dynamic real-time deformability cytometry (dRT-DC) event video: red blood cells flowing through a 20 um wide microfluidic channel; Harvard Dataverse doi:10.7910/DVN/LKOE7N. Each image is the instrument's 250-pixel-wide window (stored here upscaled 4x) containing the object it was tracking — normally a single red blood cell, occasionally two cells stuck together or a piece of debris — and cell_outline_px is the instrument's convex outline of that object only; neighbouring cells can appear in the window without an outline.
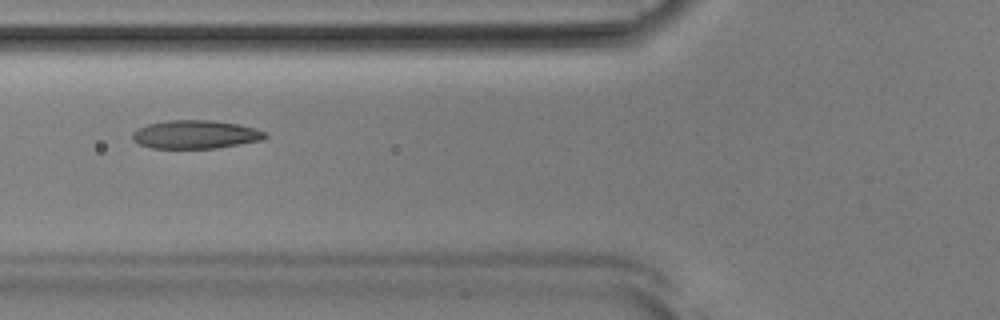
{"species": "Egyptian fruit bat (a non-hibernating species)", "species_latin": "Rousettus aegyptiacus", "temperature_condition": "room temperature", "stored_images_in_passage": 49, "camera_frame_rate_fps": 3000, "um_per_image_px": 0.085, "animal": {"sex": "male"}, "frame": {"image": 1, "passage_image": 17, "time_ms": 5.333, "image_size_px": [1000, 320], "cell_outline_px": [[268, 136], [260, 140], [216, 148], [152, 148], [140, 144], [132, 140], [132, 132], [136, 128], [148, 124], [168, 120], [212, 120], [240, 124], [256, 128], [268, 132]], "centroid_in_image_um": [16.61, 11.42], "position_along_channel_um": 109.2, "area_um2": 22.08}}
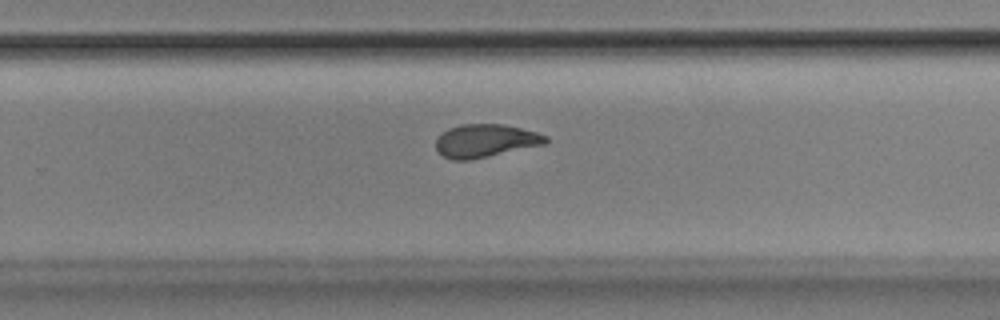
{"frame": {"image": 2, "passage_image": 31, "time_ms": 10.0, "image_size_px": [1000, 320], "cell_outline_px": [[548, 140], [544, 144], [472, 160], [452, 160], [436, 152], [436, 140], [448, 128], [460, 124], [504, 124], [536, 132], [548, 136]], "centroid_in_image_um": [41.24, 11.97], "position_along_channel_um": 288.6, "area_um2": 21.15}}
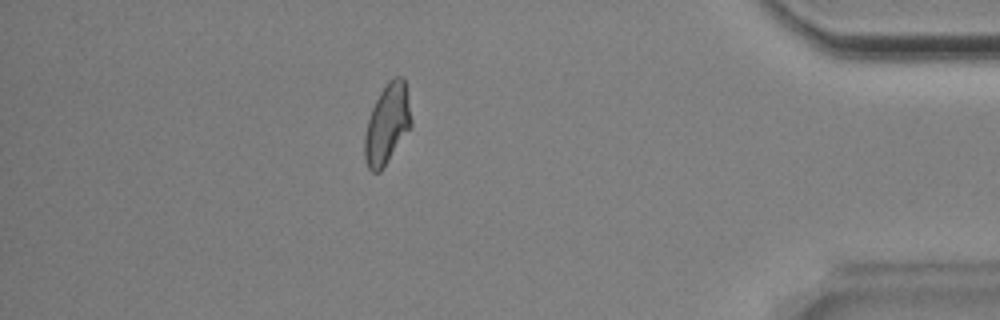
{"frame": {"image": 3, "passage_image": 43, "time_ms": 14.0, "image_size_px": [1000, 320], "cell_outline_px": [[412, 124], [380, 172], [372, 172], [368, 168], [364, 156], [364, 136], [368, 120], [372, 108], [380, 92], [388, 80], [392, 76], [404, 76], [412, 120]], "centroid_in_image_um": [32.9, 10.5], "position_along_channel_um": 402.3, "area_um2": 21.5}, "authors_computed_cell_mechanics": {"area_um2": 21.964, "velocity_mm_per_s": 3.8483, "shape_relaxation_time_tau1_ms": 4.6766, "shape_relaxation_time_tau2_ms": 1.7308, "deformation_change_tau1": 0.1434, "deformation_change_tau2": 0.0712}}